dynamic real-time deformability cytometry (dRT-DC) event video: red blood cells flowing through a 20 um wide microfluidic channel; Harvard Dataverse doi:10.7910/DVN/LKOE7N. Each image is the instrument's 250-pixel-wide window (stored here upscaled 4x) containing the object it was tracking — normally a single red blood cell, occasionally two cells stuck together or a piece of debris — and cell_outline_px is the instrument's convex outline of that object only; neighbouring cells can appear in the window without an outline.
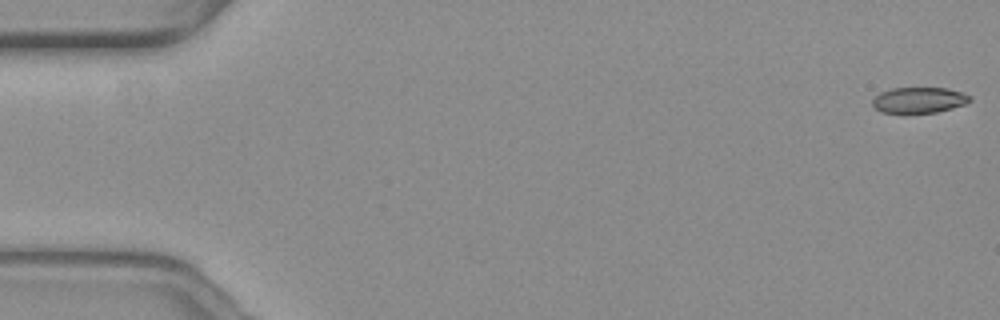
{"species": "common noctule bat (a hibernating species)", "species_latin": "Nyctalus noctula", "temperature_condition": "warm", "stored_images_in_passage": 10, "camera_frame_rate_fps": 3000, "um_per_image_px": 0.085, "animal": {"sex": "female", "body_mass_g": 19.3, "forearm_length_mm": 54.1}, "frame": {"image": 1, "passage_image": 1, "time_ms": 0.0, "image_size_px": [1000, 320], "cell_outline_px": [[972, 100], [964, 104], [952, 108], [936, 112], [904, 116], [880, 112], [872, 108], [872, 100], [880, 92], [892, 88], [948, 88], [972, 96]], "centroid_in_image_um": [78.04, 8.56], "position_along_channel_um": 7.0, "area_um2": 15.37}}